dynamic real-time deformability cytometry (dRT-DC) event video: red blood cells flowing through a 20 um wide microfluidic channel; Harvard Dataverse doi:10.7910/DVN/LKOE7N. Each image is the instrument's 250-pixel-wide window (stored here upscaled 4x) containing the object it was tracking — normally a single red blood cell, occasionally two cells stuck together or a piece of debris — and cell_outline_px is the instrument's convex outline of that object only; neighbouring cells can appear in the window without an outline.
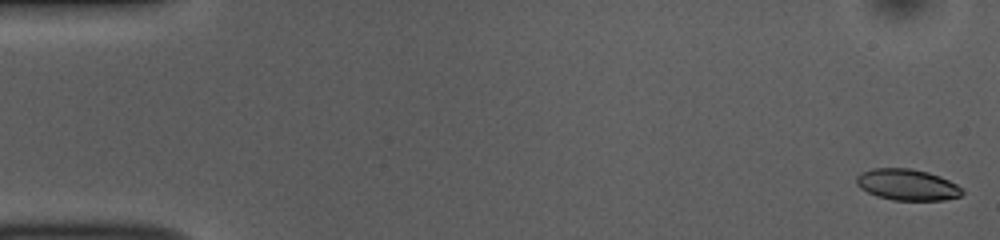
{"species": "common noctule bat (a hibernating species)", "species_latin": "Nyctalus noctula", "temperature_condition": "room temperature", "stored_images_in_passage": 49, "camera_frame_rate_fps": 3000, "um_per_image_px": 0.085, "animal": {"sex": "female", "body_mass_g": 10.0, "forearm_length_mm": 53.1}, "frame": {"image": 1, "passage_image": 1, "time_ms": 0.0, "image_size_px": [1000, 240], "cell_outline_px": [[964, 192], [960, 196], [944, 200], [892, 200], [876, 196], [860, 188], [856, 184], [856, 176], [860, 172], [872, 168], [912, 168], [928, 172], [940, 176], [956, 184]], "centroid_in_image_um": [77.08, 15.69], "position_along_channel_um": 7.9, "area_um2": 19.36}}
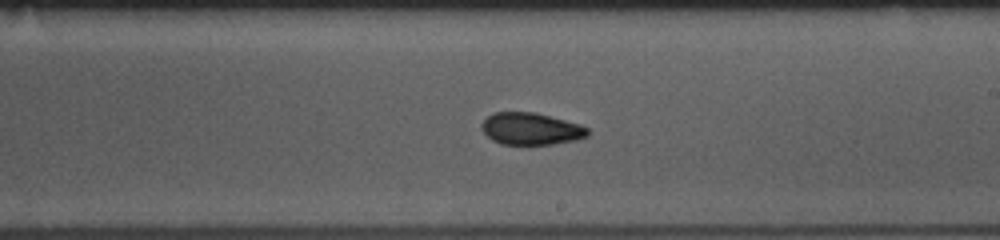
{"frame": {"image": 2, "passage_image": 31, "time_ms": 10.0, "image_size_px": [1000, 240], "cell_outline_px": [[588, 136], [576, 140], [552, 144], [500, 144], [492, 140], [480, 128], [480, 124], [488, 116], [496, 112], [536, 112], [580, 124], [588, 128]], "centroid_in_image_um": [45.12, 10.94], "position_along_channel_um": 243.9, "area_um2": 19.83}}
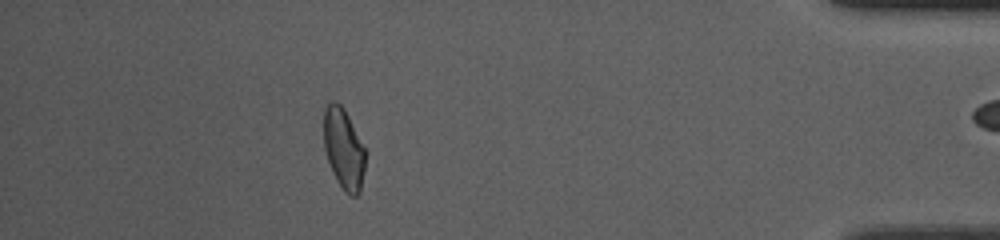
{"frame": {"image": 3, "passage_image": 48, "time_ms": 15.667, "image_size_px": [1000, 240], "cell_outline_px": [[368, 152], [360, 192], [356, 196], [352, 196], [344, 192], [336, 180], [328, 160], [324, 148], [324, 108], [332, 100], [336, 100], [344, 108]], "centroid_in_image_um": [29.24, 12.65], "position_along_channel_um": 406.0, "area_um2": 20.0}}